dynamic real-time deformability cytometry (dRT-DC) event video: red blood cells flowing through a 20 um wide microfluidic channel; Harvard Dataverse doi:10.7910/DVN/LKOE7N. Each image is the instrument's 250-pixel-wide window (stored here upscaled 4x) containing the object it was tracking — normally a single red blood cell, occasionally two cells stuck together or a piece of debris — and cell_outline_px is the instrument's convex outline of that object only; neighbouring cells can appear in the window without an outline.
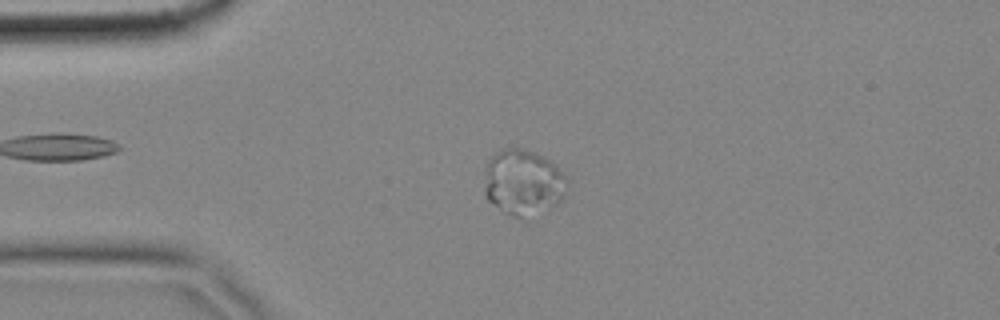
{"species": "common noctule bat (a hibernating species)", "species_latin": "Nyctalus noctula", "temperature_condition": "cold", "stored_images_in_passage": 58, "camera_frame_rate_fps": 3000, "um_per_image_px": 0.085, "animal": {"sex": "female", "body_mass_g": 18.4}, "frame": {"image": 1, "passage_image": 13, "time_ms": 4.0, "image_size_px": [1000, 320], "cell_outline_px": [[568, 192], [560, 200], [520, 216], [512, 216], [504, 212], [488, 200], [484, 192], [484, 188], [488, 160], [496, 152], [508, 148], [520, 148], [532, 152], [548, 160], [564, 176]], "centroid_in_image_um": [44.41, 15.45], "position_along_channel_um": 40.6, "area_um2": 30.11}}
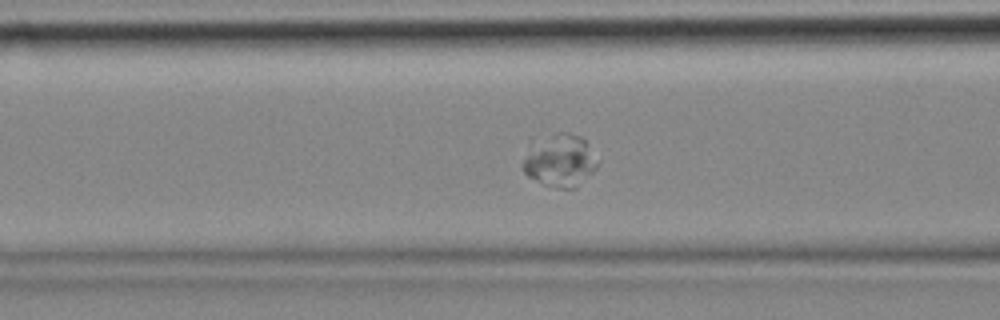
{"frame": {"image": 2, "passage_image": 22, "time_ms": 7.0, "image_size_px": [1000, 320], "cell_outline_px": [[600, 160], [596, 168], [576, 188], [560, 188], [544, 184], [528, 176], [524, 172], [524, 160], [528, 144], [532, 136], [560, 132], [568, 132], [580, 136], [584, 140]], "centroid_in_image_um": [47.57, 13.58], "position_along_channel_um": 119.0, "area_um2": 23.41}}
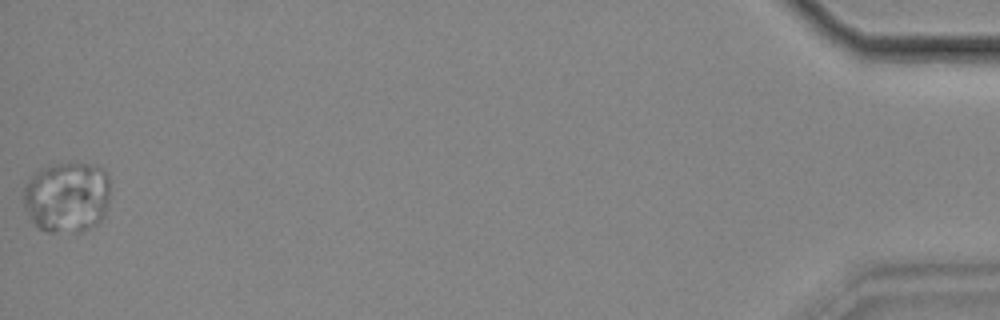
{"frame": {"image": 3, "passage_image": 58, "time_ms": 19.0, "image_size_px": [1000, 320], "cell_outline_px": [[108, 204], [104, 216], [96, 224], [80, 232], [48, 232], [36, 228], [24, 208], [24, 188], [28, 180], [36, 172], [44, 168], [56, 164], [76, 160], [92, 164], [104, 168], [108, 176]], "centroid_in_image_um": [5.7, 16.73], "position_along_channel_um": 429.5, "area_um2": 36.41}}